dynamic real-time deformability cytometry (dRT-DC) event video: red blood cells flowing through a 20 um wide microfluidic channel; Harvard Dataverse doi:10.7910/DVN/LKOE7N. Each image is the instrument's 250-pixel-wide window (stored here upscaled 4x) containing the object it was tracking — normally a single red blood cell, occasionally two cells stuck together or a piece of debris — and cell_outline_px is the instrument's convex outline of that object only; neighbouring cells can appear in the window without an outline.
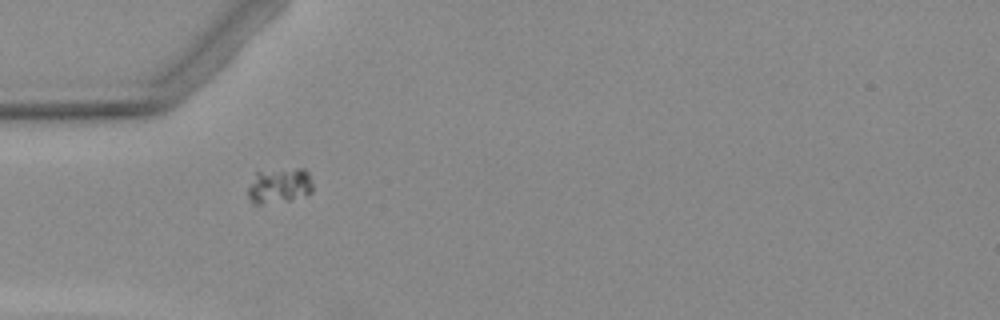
{"species": "Egyptian fruit bat (a non-hibernating species)", "species_latin": "Rousettus aegyptiacus", "temperature_condition": "warm", "stored_images_in_passage": 6, "camera_frame_rate_fps": 3000, "um_per_image_px": 0.085, "animal": {"sex": "female"}, "frame": {"image": 1, "passage_image": 1, "time_ms": 0.0, "image_size_px": [1000, 320], "cell_outline_px": [[312, 192], [288, 200], [264, 204], [252, 204], [248, 196], [248, 188], [256, 172], [296, 168], [304, 168], [308, 172], [312, 184]], "centroid_in_image_um": [23.73, 15.78], "position_along_channel_um": 61.3, "area_um2": 13.18}}
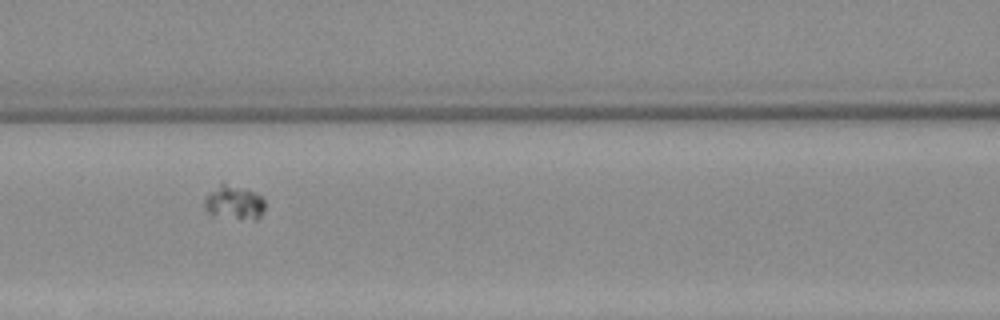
{"frame": {"image": 2, "passage_image": 3, "time_ms": 2.333, "image_size_px": [1000, 320], "cell_outline_px": [[264, 208], [260, 216], [256, 220], [240, 220], [212, 216], [208, 212], [204, 204], [204, 196], [220, 184], [224, 184], [244, 188], [256, 192], [264, 196]], "centroid_in_image_um": [19.91, 17.25], "position_along_channel_um": 146.7, "area_um2": 12.31}}
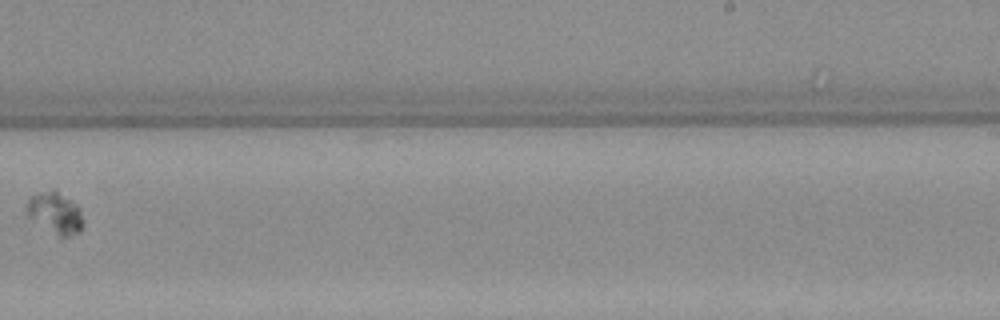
{"frame": {"image": 3, "passage_image": 6, "time_ms": 6.0, "image_size_px": [1000, 320], "cell_outline_px": [[84, 224], [76, 232], [68, 236], [60, 236], [28, 216], [28, 196], [52, 188], [56, 188], [76, 204], [80, 212]], "centroid_in_image_um": [4.69, 18.02], "position_along_channel_um": 284.3, "area_um2": 13.24}}